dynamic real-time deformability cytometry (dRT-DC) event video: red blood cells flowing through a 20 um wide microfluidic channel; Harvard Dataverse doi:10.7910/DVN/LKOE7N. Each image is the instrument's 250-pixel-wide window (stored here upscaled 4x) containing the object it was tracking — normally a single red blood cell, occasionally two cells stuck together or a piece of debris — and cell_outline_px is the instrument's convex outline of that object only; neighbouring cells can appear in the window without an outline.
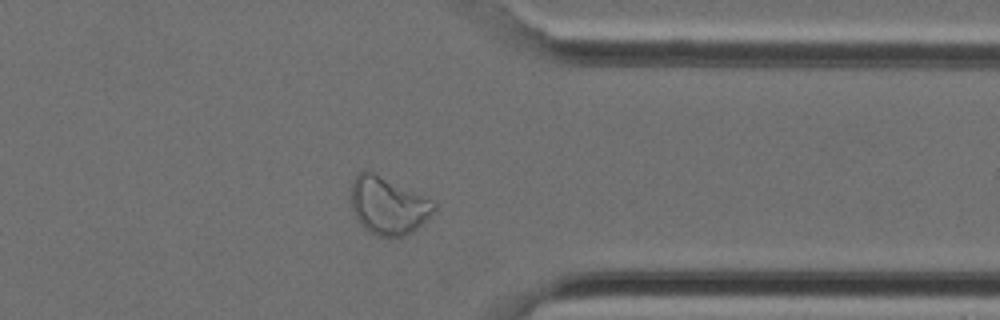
{"species": "Egyptian fruit bat (a non-hibernating species)", "species_latin": "Rousettus aegyptiacus", "temperature_condition": "cold", "stored_images_in_passage": 34, "camera_frame_rate_fps": 3000, "um_per_image_px": 0.085, "animal": {"sex": "female"}, "frame": {"image": 1, "passage_image": 26, "time_ms": 8.333, "image_size_px": [1000, 320], "cell_outline_px": [[436, 208], [412, 232], [404, 236], [376, 236], [368, 232], [360, 224], [352, 208], [352, 180], [364, 168], [432, 200], [436, 204]], "centroid_in_image_um": [32.95, 17.48], "position_along_channel_um": 378.4, "area_um2": 27.28}}
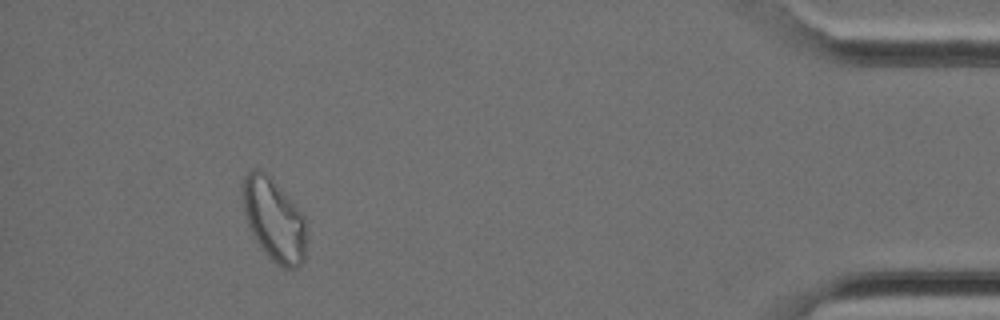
{"frame": {"image": 2, "passage_image": 31, "time_ms": 10.0, "image_size_px": [1000, 320], "cell_outline_px": [[304, 260], [296, 268], [284, 268], [276, 264], [264, 252], [256, 240], [248, 224], [244, 212], [244, 176], [248, 172], [256, 168], [260, 168], [272, 176], [304, 216]], "centroid_in_image_um": [23.28, 18.65], "position_along_channel_um": 411.9, "area_um2": 30.23}}